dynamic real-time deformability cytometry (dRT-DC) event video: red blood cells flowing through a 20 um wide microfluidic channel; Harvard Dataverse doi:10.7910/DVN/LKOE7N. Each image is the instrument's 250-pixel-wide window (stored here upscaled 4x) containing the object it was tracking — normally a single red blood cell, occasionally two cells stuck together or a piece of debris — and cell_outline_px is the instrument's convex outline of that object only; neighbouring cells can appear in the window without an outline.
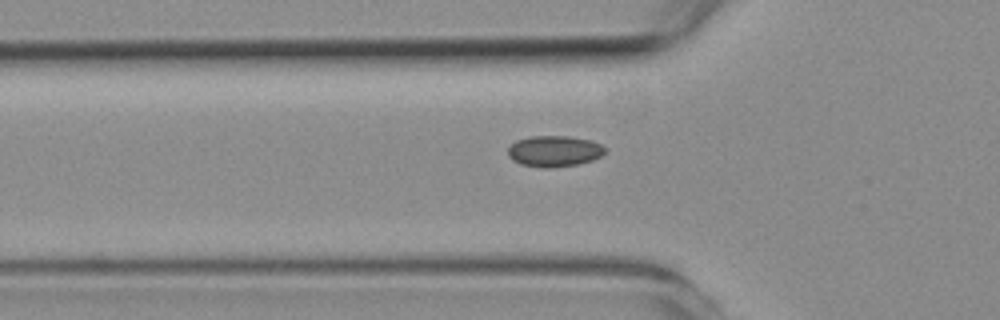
{"species": "common noctule bat (a hibernating species)", "species_latin": "Nyctalus noctula", "temperature_condition": "room temperature", "stored_images_in_passage": 37, "camera_frame_rate_fps": 3000, "um_per_image_px": 0.085, "animal": {"sex": "female", "body_mass_g": 19.3, "forearm_length_mm": 54.1}, "frame": {"image": 1, "passage_image": 2, "time_ms": 0.333, "image_size_px": [1000, 320], "cell_outline_px": [[604, 152], [600, 156], [592, 160], [576, 164], [548, 168], [540, 168], [520, 164], [512, 160], [508, 156], [508, 148], [516, 140], [532, 136], [568, 136], [588, 140], [600, 144], [604, 148]], "centroid_in_image_um": [47.05, 12.85], "position_along_channel_um": 78.7, "area_um2": 17.4}}
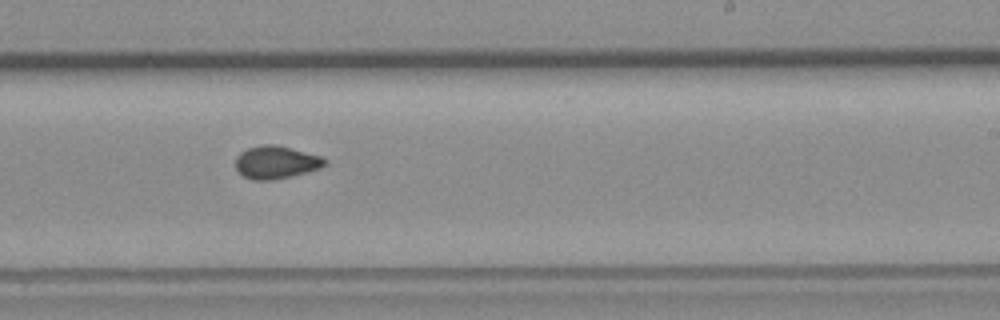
{"frame": {"image": 2, "passage_image": 17, "time_ms": 5.333, "image_size_px": [1000, 320], "cell_outline_px": [[328, 164], [320, 168], [308, 172], [292, 176], [272, 180], [252, 180], [244, 176], [236, 168], [236, 156], [240, 152], [248, 148], [264, 144], [276, 144], [320, 156], [328, 160]], "centroid_in_image_um": [23.48, 13.79], "position_along_channel_um": 265.5, "area_um2": 17.11}}
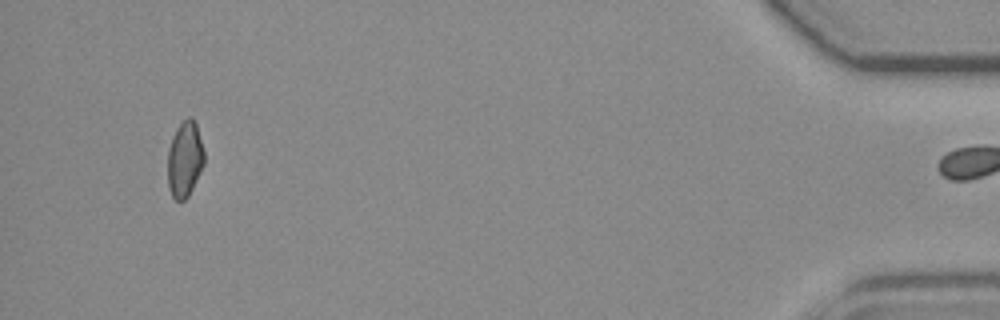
{"frame": {"image": 3, "passage_image": 36, "time_ms": 11.667, "image_size_px": [1000, 320], "cell_outline_px": [[204, 164], [188, 196], [184, 200], [176, 200], [172, 196], [168, 188], [168, 148], [172, 136], [176, 128], [188, 116], [192, 116], [196, 124], [204, 152]], "centroid_in_image_um": [15.69, 13.52], "position_along_channel_um": 419.5, "area_um2": 16.07}, "authors_computed_cell_mechanics": {"area_um2": 16.5308, "velocity_mm_per_s": 3.7279, "shape_relaxation_time_tau1_ms": null, "shape_relaxation_time_tau2_ms": 1.3913, "deformation_change_tau1": null, "deformation_change_tau2": 0.0499}}